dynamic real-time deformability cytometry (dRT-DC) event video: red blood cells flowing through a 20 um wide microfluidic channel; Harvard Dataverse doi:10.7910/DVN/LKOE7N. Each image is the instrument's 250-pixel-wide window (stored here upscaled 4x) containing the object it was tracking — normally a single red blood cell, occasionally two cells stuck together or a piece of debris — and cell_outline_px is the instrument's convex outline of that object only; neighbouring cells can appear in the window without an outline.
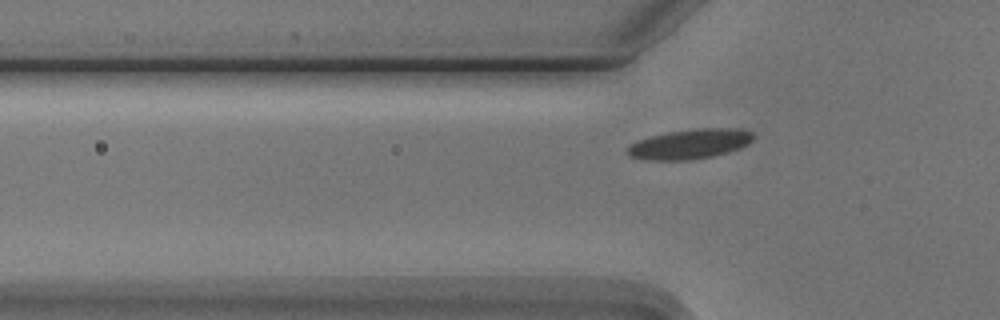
{"species": "Egyptian fruit bat (a non-hibernating species)", "species_latin": "Rousettus aegyptiacus", "temperature_condition": "cold", "stored_images_in_passage": 7, "segment_of_instrument_passage": [2, 2], "camera_frame_rate_fps": 3000, "um_per_image_px": 0.085, "animal": {"sex": "male"}, "frame": {"image": 1, "passage_image": 7, "time_ms": 7.0, "image_size_px": [1000, 320], "cell_outline_px": [[756, 136], [748, 144], [740, 148], [728, 152], [712, 156], [688, 160], [648, 160], [628, 156], [624, 152], [632, 144], [640, 140], [652, 136], [668, 132], [696, 128], [740, 128], [752, 132]], "centroid_in_image_um": [58.67, 12.24], "position_along_channel_um": 67.1, "area_um2": 21.91}}